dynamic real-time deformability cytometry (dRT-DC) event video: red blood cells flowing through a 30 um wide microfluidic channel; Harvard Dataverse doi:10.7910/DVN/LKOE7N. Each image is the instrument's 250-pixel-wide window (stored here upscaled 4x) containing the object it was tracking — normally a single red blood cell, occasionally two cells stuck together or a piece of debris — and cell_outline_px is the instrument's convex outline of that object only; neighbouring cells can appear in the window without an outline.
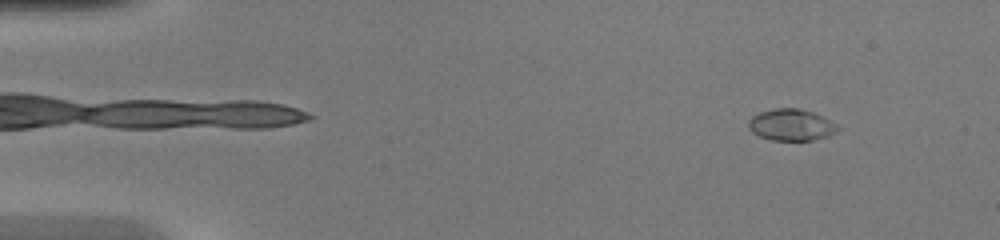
{"species": "common noctule bat (a hibernating species)", "species_latin": "Nyctalus noctula", "temperature_condition": "warm", "stored_images_in_passage": 48, "camera_frame_rate_fps": 3000, "um_per_image_px": 0.085, "animal": {"sex": "female", "body_mass_g": 20.0, "forearm_length_mm": 54.0}, "frame": {"image": 1, "passage_image": 5, "time_ms": 1.333, "image_size_px": [1000, 240], "cell_outline_px": [[840, 128], [836, 132], [828, 136], [812, 140], [772, 140], [760, 136], [752, 132], [748, 128], [748, 120], [752, 116], [760, 112], [776, 108], [800, 108], [812, 112], [836, 124]], "centroid_in_image_um": [67.23, 10.61], "position_along_channel_um": 17.8, "area_um2": 16.3}}
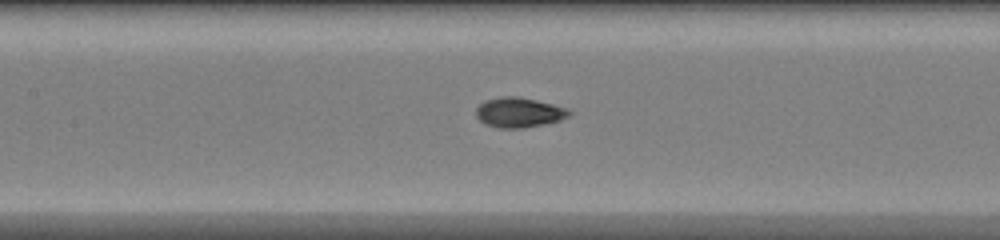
{"frame": {"image": 2, "passage_image": 23, "time_ms": 7.333, "image_size_px": [1000, 240], "cell_outline_px": [[572, 112], [568, 116], [560, 120], [544, 124], [524, 128], [500, 128], [484, 124], [476, 116], [476, 108], [484, 100], [500, 96], [520, 96], [568, 108]], "centroid_in_image_um": [44.1, 9.55], "position_along_channel_um": 163.3, "area_um2": 16.36}}
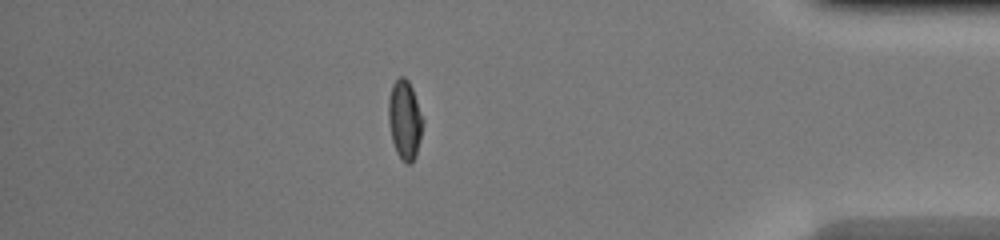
{"frame": {"image": 3, "passage_image": 42, "time_ms": 13.667, "image_size_px": [1000, 240], "cell_outline_px": [[424, 120], [420, 140], [416, 156], [412, 164], [404, 164], [396, 152], [392, 140], [388, 120], [388, 100], [392, 84], [400, 76], [404, 76], [408, 80], [412, 88]], "centroid_in_image_um": [34.4, 10.21], "position_along_channel_um": 400.8, "area_um2": 16.07}, "authors_computed_cell_mechanics": {"area_um2": 15.9239, "velocity_mm_per_s": 4.3142, "shape_relaxation_time_tau1_ms": 3.518, "shape_relaxation_time_tau2_ms": 0.6867, "deformation_change_tau1": 0.2079, "deformation_change_tau2": 0.03}}